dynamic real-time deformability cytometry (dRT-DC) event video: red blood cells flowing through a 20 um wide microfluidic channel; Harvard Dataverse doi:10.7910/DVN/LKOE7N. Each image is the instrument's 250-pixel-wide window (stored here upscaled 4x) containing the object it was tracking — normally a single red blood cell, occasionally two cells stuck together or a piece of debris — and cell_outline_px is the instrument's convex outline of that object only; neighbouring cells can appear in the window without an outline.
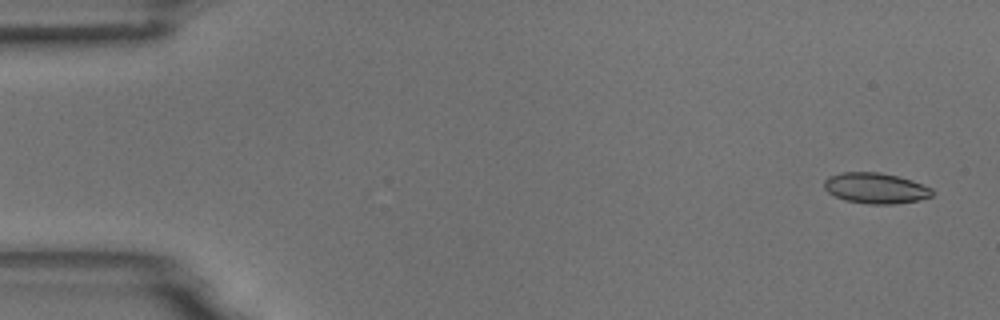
{"species": "common noctule bat (a hibernating species)", "species_latin": "Nyctalus noctula", "temperature_condition": "room temperature", "stored_images_in_passage": 5, "camera_frame_rate_fps": 3000, "um_per_image_px": 0.085, "animal": {"sex": "male", "body_mass_g": 18.8}, "frame": {"image": 1, "passage_image": 1, "time_ms": 0.0, "image_size_px": [1000, 320], "cell_outline_px": [[932, 196], [916, 200], [892, 204], [868, 204], [844, 200], [828, 192], [824, 188], [824, 180], [828, 176], [840, 172], [880, 172], [912, 180], [932, 188]], "centroid_in_image_um": [74.38, 15.98], "position_along_channel_um": 10.6, "area_um2": 19.25}}
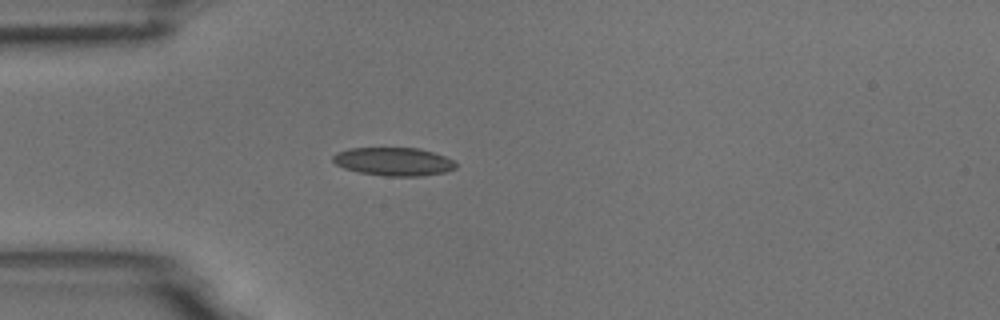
{"frame": {"image": 2, "passage_image": 5, "time_ms": 1.333, "image_size_px": [1000, 320], "cell_outline_px": [[456, 168], [444, 172], [420, 176], [384, 176], [360, 172], [344, 168], [336, 164], [332, 160], [332, 156], [336, 152], [348, 148], [420, 148], [444, 156], [452, 160], [456, 164]], "centroid_in_image_um": [33.43, 13.73], "position_along_channel_um": 51.6, "area_um2": 20.17}}